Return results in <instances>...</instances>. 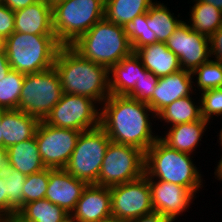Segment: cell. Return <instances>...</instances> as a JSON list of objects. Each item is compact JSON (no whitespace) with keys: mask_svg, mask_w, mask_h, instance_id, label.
<instances>
[{"mask_svg":"<svg viewBox=\"0 0 222 222\" xmlns=\"http://www.w3.org/2000/svg\"><path fill=\"white\" fill-rule=\"evenodd\" d=\"M210 124L208 120L202 118L198 121L170 126L159 138L172 149L194 155Z\"/></svg>","mask_w":222,"mask_h":222,"instance_id":"20","label":"cell"},{"mask_svg":"<svg viewBox=\"0 0 222 222\" xmlns=\"http://www.w3.org/2000/svg\"><path fill=\"white\" fill-rule=\"evenodd\" d=\"M7 166L26 176L46 169L39 154L36 138L33 137L7 148Z\"/></svg>","mask_w":222,"mask_h":222,"instance_id":"23","label":"cell"},{"mask_svg":"<svg viewBox=\"0 0 222 222\" xmlns=\"http://www.w3.org/2000/svg\"><path fill=\"white\" fill-rule=\"evenodd\" d=\"M0 147H3V136H2V127H1V109H0Z\"/></svg>","mask_w":222,"mask_h":222,"instance_id":"48","label":"cell"},{"mask_svg":"<svg viewBox=\"0 0 222 222\" xmlns=\"http://www.w3.org/2000/svg\"><path fill=\"white\" fill-rule=\"evenodd\" d=\"M105 0H64L52 7V26L62 46H70L104 18Z\"/></svg>","mask_w":222,"mask_h":222,"instance_id":"6","label":"cell"},{"mask_svg":"<svg viewBox=\"0 0 222 222\" xmlns=\"http://www.w3.org/2000/svg\"><path fill=\"white\" fill-rule=\"evenodd\" d=\"M62 95L60 77L54 67L42 72L26 74L17 109L43 121Z\"/></svg>","mask_w":222,"mask_h":222,"instance_id":"7","label":"cell"},{"mask_svg":"<svg viewBox=\"0 0 222 222\" xmlns=\"http://www.w3.org/2000/svg\"><path fill=\"white\" fill-rule=\"evenodd\" d=\"M112 216L124 222L154 212L148 178L110 187Z\"/></svg>","mask_w":222,"mask_h":222,"instance_id":"12","label":"cell"},{"mask_svg":"<svg viewBox=\"0 0 222 222\" xmlns=\"http://www.w3.org/2000/svg\"><path fill=\"white\" fill-rule=\"evenodd\" d=\"M191 1H202L204 3H209L213 5L215 8L220 9L222 11V0H191Z\"/></svg>","mask_w":222,"mask_h":222,"instance_id":"44","label":"cell"},{"mask_svg":"<svg viewBox=\"0 0 222 222\" xmlns=\"http://www.w3.org/2000/svg\"><path fill=\"white\" fill-rule=\"evenodd\" d=\"M40 120L18 109H1L3 147L35 137Z\"/></svg>","mask_w":222,"mask_h":222,"instance_id":"19","label":"cell"},{"mask_svg":"<svg viewBox=\"0 0 222 222\" xmlns=\"http://www.w3.org/2000/svg\"><path fill=\"white\" fill-rule=\"evenodd\" d=\"M166 5L156 0L146 13V23L149 29L155 33L157 42L163 43L168 40L184 20L179 19L180 13L175 17L174 13L170 11V7Z\"/></svg>","mask_w":222,"mask_h":222,"instance_id":"26","label":"cell"},{"mask_svg":"<svg viewBox=\"0 0 222 222\" xmlns=\"http://www.w3.org/2000/svg\"><path fill=\"white\" fill-rule=\"evenodd\" d=\"M71 214L80 222H96L111 217L110 188L87 184Z\"/></svg>","mask_w":222,"mask_h":222,"instance_id":"17","label":"cell"},{"mask_svg":"<svg viewBox=\"0 0 222 222\" xmlns=\"http://www.w3.org/2000/svg\"><path fill=\"white\" fill-rule=\"evenodd\" d=\"M62 45L55 35H35L13 32L4 40L10 67L23 74L38 73L54 67Z\"/></svg>","mask_w":222,"mask_h":222,"instance_id":"5","label":"cell"},{"mask_svg":"<svg viewBox=\"0 0 222 222\" xmlns=\"http://www.w3.org/2000/svg\"><path fill=\"white\" fill-rule=\"evenodd\" d=\"M165 43L178 57L181 69L191 73L211 59L209 37L192 30L184 20Z\"/></svg>","mask_w":222,"mask_h":222,"instance_id":"13","label":"cell"},{"mask_svg":"<svg viewBox=\"0 0 222 222\" xmlns=\"http://www.w3.org/2000/svg\"><path fill=\"white\" fill-rule=\"evenodd\" d=\"M12 68L10 67V63L8 61L7 55L5 50H2L0 52V79L2 77L7 76L8 72L11 70Z\"/></svg>","mask_w":222,"mask_h":222,"instance_id":"41","label":"cell"},{"mask_svg":"<svg viewBox=\"0 0 222 222\" xmlns=\"http://www.w3.org/2000/svg\"><path fill=\"white\" fill-rule=\"evenodd\" d=\"M145 153L131 145L110 142L96 185L113 187L144 175Z\"/></svg>","mask_w":222,"mask_h":222,"instance_id":"9","label":"cell"},{"mask_svg":"<svg viewBox=\"0 0 222 222\" xmlns=\"http://www.w3.org/2000/svg\"><path fill=\"white\" fill-rule=\"evenodd\" d=\"M15 32L35 35H55L52 26V7L39 0L14 11Z\"/></svg>","mask_w":222,"mask_h":222,"instance_id":"18","label":"cell"},{"mask_svg":"<svg viewBox=\"0 0 222 222\" xmlns=\"http://www.w3.org/2000/svg\"><path fill=\"white\" fill-rule=\"evenodd\" d=\"M87 183L69 174L65 169H50L45 199L71 213Z\"/></svg>","mask_w":222,"mask_h":222,"instance_id":"15","label":"cell"},{"mask_svg":"<svg viewBox=\"0 0 222 222\" xmlns=\"http://www.w3.org/2000/svg\"><path fill=\"white\" fill-rule=\"evenodd\" d=\"M211 59L222 63V26L209 38Z\"/></svg>","mask_w":222,"mask_h":222,"instance_id":"37","label":"cell"},{"mask_svg":"<svg viewBox=\"0 0 222 222\" xmlns=\"http://www.w3.org/2000/svg\"><path fill=\"white\" fill-rule=\"evenodd\" d=\"M83 58L110 69L133 51L123 26L105 17L70 45Z\"/></svg>","mask_w":222,"mask_h":222,"instance_id":"4","label":"cell"},{"mask_svg":"<svg viewBox=\"0 0 222 222\" xmlns=\"http://www.w3.org/2000/svg\"><path fill=\"white\" fill-rule=\"evenodd\" d=\"M110 142L107 133L100 125L82 131L64 169L87 184H96Z\"/></svg>","mask_w":222,"mask_h":222,"instance_id":"8","label":"cell"},{"mask_svg":"<svg viewBox=\"0 0 222 222\" xmlns=\"http://www.w3.org/2000/svg\"><path fill=\"white\" fill-rule=\"evenodd\" d=\"M220 157L218 164H216L217 167H215L214 177L215 179L222 181V155Z\"/></svg>","mask_w":222,"mask_h":222,"instance_id":"43","label":"cell"},{"mask_svg":"<svg viewBox=\"0 0 222 222\" xmlns=\"http://www.w3.org/2000/svg\"><path fill=\"white\" fill-rule=\"evenodd\" d=\"M200 94L202 118L210 122L222 116V88L205 90Z\"/></svg>","mask_w":222,"mask_h":222,"instance_id":"34","label":"cell"},{"mask_svg":"<svg viewBox=\"0 0 222 222\" xmlns=\"http://www.w3.org/2000/svg\"><path fill=\"white\" fill-rule=\"evenodd\" d=\"M25 74L11 69L0 79V109H17Z\"/></svg>","mask_w":222,"mask_h":222,"instance_id":"31","label":"cell"},{"mask_svg":"<svg viewBox=\"0 0 222 222\" xmlns=\"http://www.w3.org/2000/svg\"><path fill=\"white\" fill-rule=\"evenodd\" d=\"M6 180L7 192V219L16 217L17 213L24 207L23 186L26 175L18 170L6 166L2 171Z\"/></svg>","mask_w":222,"mask_h":222,"instance_id":"29","label":"cell"},{"mask_svg":"<svg viewBox=\"0 0 222 222\" xmlns=\"http://www.w3.org/2000/svg\"><path fill=\"white\" fill-rule=\"evenodd\" d=\"M6 180L0 172V221L7 220V192Z\"/></svg>","mask_w":222,"mask_h":222,"instance_id":"38","label":"cell"},{"mask_svg":"<svg viewBox=\"0 0 222 222\" xmlns=\"http://www.w3.org/2000/svg\"><path fill=\"white\" fill-rule=\"evenodd\" d=\"M99 106L89 97L63 93L44 121L58 128L90 130L100 125Z\"/></svg>","mask_w":222,"mask_h":222,"instance_id":"10","label":"cell"},{"mask_svg":"<svg viewBox=\"0 0 222 222\" xmlns=\"http://www.w3.org/2000/svg\"><path fill=\"white\" fill-rule=\"evenodd\" d=\"M15 29L14 11L0 3V37L5 40Z\"/></svg>","mask_w":222,"mask_h":222,"instance_id":"36","label":"cell"},{"mask_svg":"<svg viewBox=\"0 0 222 222\" xmlns=\"http://www.w3.org/2000/svg\"><path fill=\"white\" fill-rule=\"evenodd\" d=\"M2 222H20L16 217L14 218H11V219H7L5 221H2Z\"/></svg>","mask_w":222,"mask_h":222,"instance_id":"50","label":"cell"},{"mask_svg":"<svg viewBox=\"0 0 222 222\" xmlns=\"http://www.w3.org/2000/svg\"><path fill=\"white\" fill-rule=\"evenodd\" d=\"M7 166V149L0 147V172H2Z\"/></svg>","mask_w":222,"mask_h":222,"instance_id":"42","label":"cell"},{"mask_svg":"<svg viewBox=\"0 0 222 222\" xmlns=\"http://www.w3.org/2000/svg\"><path fill=\"white\" fill-rule=\"evenodd\" d=\"M49 182V168L41 172L26 176L23 186V200L25 204L45 198Z\"/></svg>","mask_w":222,"mask_h":222,"instance_id":"33","label":"cell"},{"mask_svg":"<svg viewBox=\"0 0 222 222\" xmlns=\"http://www.w3.org/2000/svg\"><path fill=\"white\" fill-rule=\"evenodd\" d=\"M81 131L58 128L40 121L35 138L39 154L46 168L64 169L67 165Z\"/></svg>","mask_w":222,"mask_h":222,"instance_id":"11","label":"cell"},{"mask_svg":"<svg viewBox=\"0 0 222 222\" xmlns=\"http://www.w3.org/2000/svg\"><path fill=\"white\" fill-rule=\"evenodd\" d=\"M96 222H121V221H119L116 218H114L113 216H111L109 218H106V219H103V220H99V221H96Z\"/></svg>","mask_w":222,"mask_h":222,"instance_id":"46","label":"cell"},{"mask_svg":"<svg viewBox=\"0 0 222 222\" xmlns=\"http://www.w3.org/2000/svg\"><path fill=\"white\" fill-rule=\"evenodd\" d=\"M194 156L170 148L160 138L145 152L144 175L189 189L195 196L200 193L203 175L197 169Z\"/></svg>","mask_w":222,"mask_h":222,"instance_id":"3","label":"cell"},{"mask_svg":"<svg viewBox=\"0 0 222 222\" xmlns=\"http://www.w3.org/2000/svg\"><path fill=\"white\" fill-rule=\"evenodd\" d=\"M135 54L143 66L157 77L167 76L181 69L178 57L163 42L145 45L138 48Z\"/></svg>","mask_w":222,"mask_h":222,"instance_id":"22","label":"cell"},{"mask_svg":"<svg viewBox=\"0 0 222 222\" xmlns=\"http://www.w3.org/2000/svg\"><path fill=\"white\" fill-rule=\"evenodd\" d=\"M194 92L222 88V63L210 59L192 72ZM197 87V89H196Z\"/></svg>","mask_w":222,"mask_h":222,"instance_id":"30","label":"cell"},{"mask_svg":"<svg viewBox=\"0 0 222 222\" xmlns=\"http://www.w3.org/2000/svg\"><path fill=\"white\" fill-rule=\"evenodd\" d=\"M4 50V40L0 37V52Z\"/></svg>","mask_w":222,"mask_h":222,"instance_id":"51","label":"cell"},{"mask_svg":"<svg viewBox=\"0 0 222 222\" xmlns=\"http://www.w3.org/2000/svg\"><path fill=\"white\" fill-rule=\"evenodd\" d=\"M100 108V126L111 142L131 145L145 153L160 137L152 128L156 114L145 102L111 94Z\"/></svg>","mask_w":222,"mask_h":222,"instance_id":"1","label":"cell"},{"mask_svg":"<svg viewBox=\"0 0 222 222\" xmlns=\"http://www.w3.org/2000/svg\"><path fill=\"white\" fill-rule=\"evenodd\" d=\"M146 68L132 52L109 69V89L112 95H128L139 81Z\"/></svg>","mask_w":222,"mask_h":222,"instance_id":"21","label":"cell"},{"mask_svg":"<svg viewBox=\"0 0 222 222\" xmlns=\"http://www.w3.org/2000/svg\"><path fill=\"white\" fill-rule=\"evenodd\" d=\"M154 212L175 221L186 212L196 197L189 189L161 180L148 179Z\"/></svg>","mask_w":222,"mask_h":222,"instance_id":"14","label":"cell"},{"mask_svg":"<svg viewBox=\"0 0 222 222\" xmlns=\"http://www.w3.org/2000/svg\"><path fill=\"white\" fill-rule=\"evenodd\" d=\"M39 0H0L1 4L6 5L12 11L26 8L28 5L34 4Z\"/></svg>","mask_w":222,"mask_h":222,"instance_id":"40","label":"cell"},{"mask_svg":"<svg viewBox=\"0 0 222 222\" xmlns=\"http://www.w3.org/2000/svg\"><path fill=\"white\" fill-rule=\"evenodd\" d=\"M158 80L159 77L145 69L144 75L136 82L134 89L127 96L140 102L147 103L152 97Z\"/></svg>","mask_w":222,"mask_h":222,"instance_id":"35","label":"cell"},{"mask_svg":"<svg viewBox=\"0 0 222 222\" xmlns=\"http://www.w3.org/2000/svg\"><path fill=\"white\" fill-rule=\"evenodd\" d=\"M62 222H80L76 219L71 213H68L66 217L62 220Z\"/></svg>","mask_w":222,"mask_h":222,"instance_id":"45","label":"cell"},{"mask_svg":"<svg viewBox=\"0 0 222 222\" xmlns=\"http://www.w3.org/2000/svg\"><path fill=\"white\" fill-rule=\"evenodd\" d=\"M199 93L195 92L190 95L183 98H179L175 100L173 103L167 105L165 108H163L157 115L156 120H160L162 123L165 124V128L183 124V123H190L194 121H198L202 119L201 115V101ZM193 95H198V97L193 98ZM196 99H198L196 101ZM196 101V102H194Z\"/></svg>","mask_w":222,"mask_h":222,"instance_id":"24","label":"cell"},{"mask_svg":"<svg viewBox=\"0 0 222 222\" xmlns=\"http://www.w3.org/2000/svg\"><path fill=\"white\" fill-rule=\"evenodd\" d=\"M219 135H217V136H219V141H218V143H219V145L222 147V127H221V130L219 131V133H218ZM220 149H222V148H220Z\"/></svg>","mask_w":222,"mask_h":222,"instance_id":"49","label":"cell"},{"mask_svg":"<svg viewBox=\"0 0 222 222\" xmlns=\"http://www.w3.org/2000/svg\"><path fill=\"white\" fill-rule=\"evenodd\" d=\"M47 4H49L51 7L56 5L57 3L64 1V0H44Z\"/></svg>","mask_w":222,"mask_h":222,"instance_id":"47","label":"cell"},{"mask_svg":"<svg viewBox=\"0 0 222 222\" xmlns=\"http://www.w3.org/2000/svg\"><path fill=\"white\" fill-rule=\"evenodd\" d=\"M192 3L194 5L189 6V20L186 19V23L192 30L210 38L222 26V11L202 1Z\"/></svg>","mask_w":222,"mask_h":222,"instance_id":"25","label":"cell"},{"mask_svg":"<svg viewBox=\"0 0 222 222\" xmlns=\"http://www.w3.org/2000/svg\"><path fill=\"white\" fill-rule=\"evenodd\" d=\"M193 85L192 73L184 69L159 77L156 88L147 104L157 115L175 100L192 95L194 93Z\"/></svg>","mask_w":222,"mask_h":222,"instance_id":"16","label":"cell"},{"mask_svg":"<svg viewBox=\"0 0 222 222\" xmlns=\"http://www.w3.org/2000/svg\"><path fill=\"white\" fill-rule=\"evenodd\" d=\"M68 212L47 199L29 202L17 213L20 222H62Z\"/></svg>","mask_w":222,"mask_h":222,"instance_id":"28","label":"cell"},{"mask_svg":"<svg viewBox=\"0 0 222 222\" xmlns=\"http://www.w3.org/2000/svg\"><path fill=\"white\" fill-rule=\"evenodd\" d=\"M123 29L129 39L133 52L145 45L157 43L155 33L149 29L146 23V13L140 14L132 21L127 22L123 26Z\"/></svg>","mask_w":222,"mask_h":222,"instance_id":"32","label":"cell"},{"mask_svg":"<svg viewBox=\"0 0 222 222\" xmlns=\"http://www.w3.org/2000/svg\"><path fill=\"white\" fill-rule=\"evenodd\" d=\"M124 222H174L172 219L162 216L158 212H152L147 215H142L138 218L130 219Z\"/></svg>","mask_w":222,"mask_h":222,"instance_id":"39","label":"cell"},{"mask_svg":"<svg viewBox=\"0 0 222 222\" xmlns=\"http://www.w3.org/2000/svg\"><path fill=\"white\" fill-rule=\"evenodd\" d=\"M155 0H105L104 17L124 26L140 14L147 13Z\"/></svg>","mask_w":222,"mask_h":222,"instance_id":"27","label":"cell"},{"mask_svg":"<svg viewBox=\"0 0 222 222\" xmlns=\"http://www.w3.org/2000/svg\"><path fill=\"white\" fill-rule=\"evenodd\" d=\"M56 69L63 93L86 96L100 106L111 95L109 69L83 58L71 46H61L57 52Z\"/></svg>","mask_w":222,"mask_h":222,"instance_id":"2","label":"cell"}]
</instances>
